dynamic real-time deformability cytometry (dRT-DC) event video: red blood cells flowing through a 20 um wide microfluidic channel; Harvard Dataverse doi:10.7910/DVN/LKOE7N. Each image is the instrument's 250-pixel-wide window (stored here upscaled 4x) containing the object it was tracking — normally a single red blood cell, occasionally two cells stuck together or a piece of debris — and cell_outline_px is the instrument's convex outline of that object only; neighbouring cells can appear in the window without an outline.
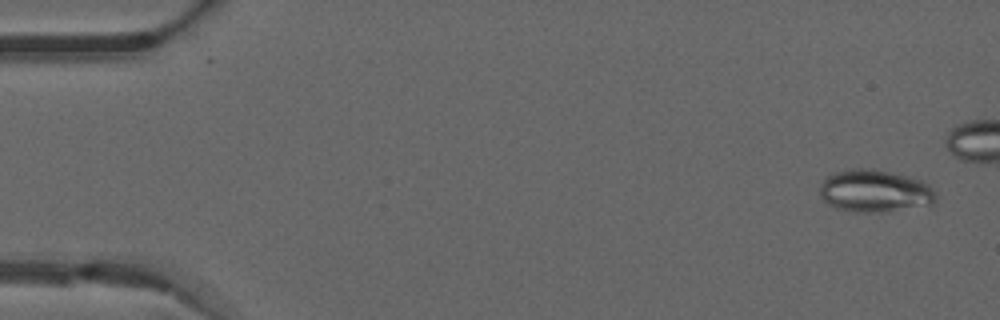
{"species": "common noctule bat (a hibernating species)", "species_latin": "Nyctalus noctula", "temperature_condition": "warm", "stored_images_in_passage": 41, "camera_frame_rate_fps": 3000, "um_per_image_px": 0.085, "animal": {"sex": "male", "forearm_length_mm": 52.5}, "frame": {"image": 1, "passage_image": 2, "time_ms": 0.333, "image_size_px": [1000, 320], "cell_outline_px": [[936, 200], [932, 204], [884, 212], [852, 212], [836, 208], [828, 204], [820, 196], [820, 184], [828, 176], [836, 172], [852, 168], [872, 168], [908, 176], [920, 180], [928, 184], [936, 192]], "centroid_in_image_um": [74.35, 16.24], "position_along_channel_um": 10.6, "area_um2": 28.78}}
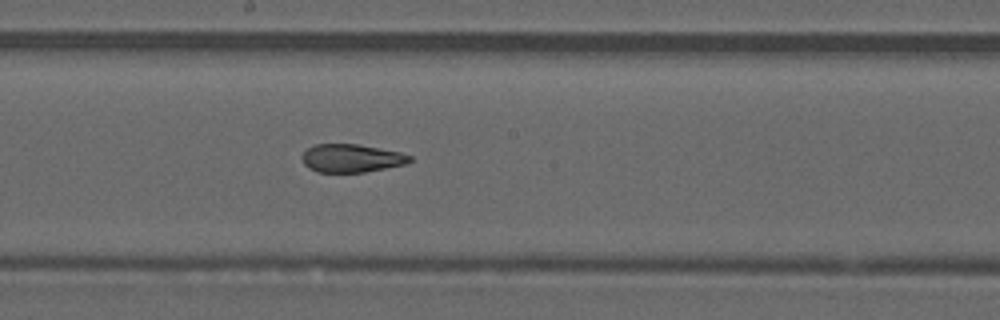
{"frame": {"image": 2, "passage_image": 27, "time_ms": 8.667, "image_size_px": [1000, 320], "cell_outline_px": [[412, 160], [408, 164], [364, 172], [316, 172], [308, 168], [304, 164], [300, 156], [308, 148], [316, 144], [356, 144], [400, 152], [412, 156]], "centroid_in_image_um": [29.87, 13.45], "position_along_channel_um": 218.3, "area_um2": 17.74}}
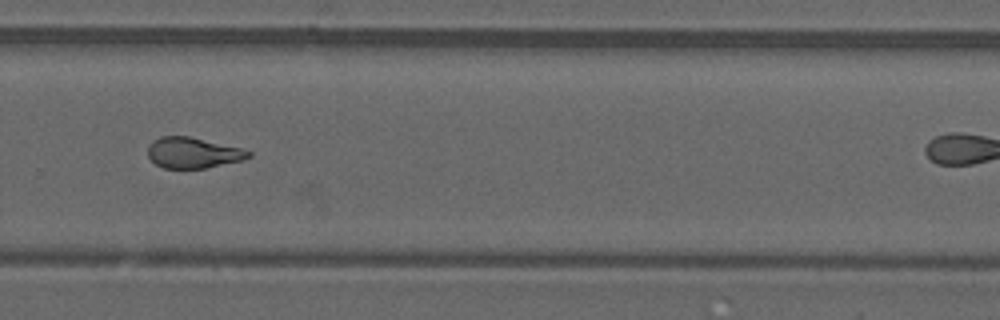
{"frame": {"image": 3, "passage_image": 34, "time_ms": 11.0, "image_size_px": [1000, 320], "cell_outline_px": [[252, 156], [244, 160], [204, 168], [164, 168], [156, 164], [148, 156], [148, 148], [152, 140], [160, 136], [188, 136], [240, 148], [252, 152]], "centroid_in_image_um": [16.4, 12.98], "position_along_channel_um": 313.4, "area_um2": 17.92}}